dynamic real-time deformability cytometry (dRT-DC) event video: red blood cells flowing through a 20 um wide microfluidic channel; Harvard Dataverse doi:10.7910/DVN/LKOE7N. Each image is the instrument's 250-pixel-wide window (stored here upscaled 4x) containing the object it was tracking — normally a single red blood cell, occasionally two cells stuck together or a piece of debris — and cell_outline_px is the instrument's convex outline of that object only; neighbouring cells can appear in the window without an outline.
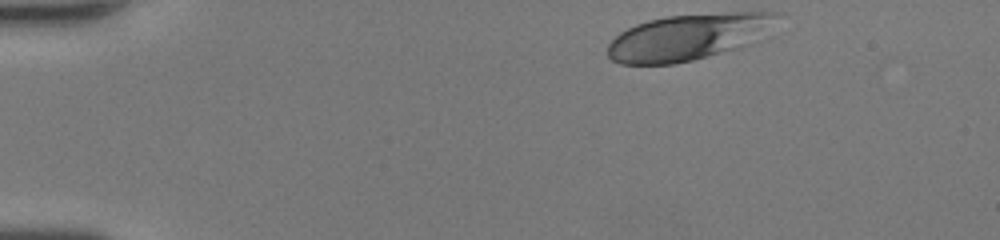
{"species": "human", "species_latin": "Homo sapiens", "temperature_condition": "room temperature", "stored_images_in_passage": 34, "camera_frame_rate_fps": 3000, "um_per_image_px": 0.085, "donor": {"sex": "female"}, "frame": {"image": 1, "passage_image": 1, "time_ms": 0.0, "image_size_px": [1000, 240], "cell_outline_px": [[780, 12], [748, 44], [740, 48], [692, 60], [672, 64], [620, 64], [612, 60], [608, 56], [608, 44], [620, 32], [636, 24], [648, 20], [668, 16], [728, 12]], "centroid_in_image_um": [58.35, 3.16], "position_along_channel_um": 26.6, "area_um2": 44.51}}
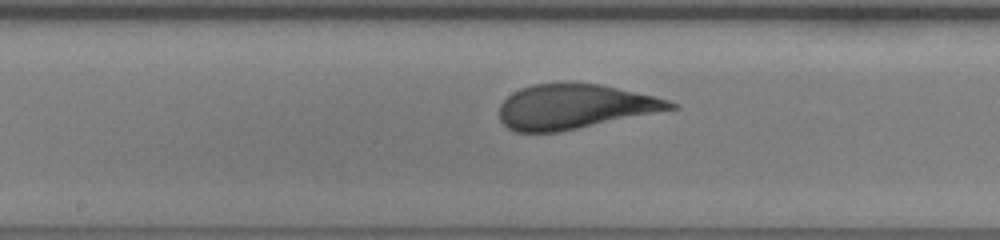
{"frame": {"image": 2, "passage_image": 19, "time_ms": 6.0, "image_size_px": [1000, 240], "cell_outline_px": [[680, 108], [560, 132], [516, 132], [508, 128], [500, 120], [500, 104], [512, 92], [520, 88], [532, 84], [600, 84], [652, 96], [668, 100], [680, 104]], "centroid_in_image_um": [48.85, 9.08], "position_along_channel_um": 199.3, "area_um2": 44.27}}
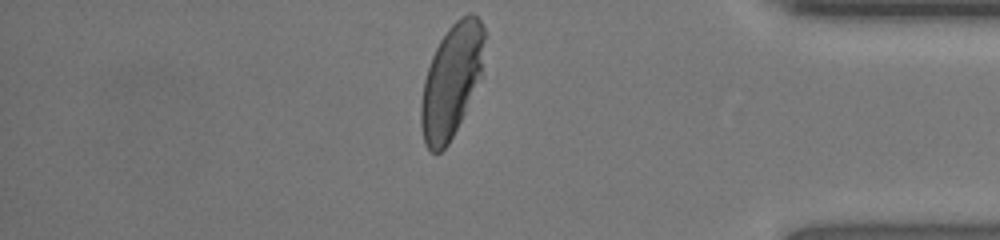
{"frame": {"image": 3, "passage_image": 34, "time_ms": 11.0, "image_size_px": [1000, 240], "cell_outline_px": [[484, 40], [480, 76], [464, 112], [448, 144], [440, 152], [432, 152], [424, 144], [420, 124], [420, 104], [424, 80], [432, 56], [440, 40], [448, 28], [460, 16], [468, 12], [472, 12], [480, 20], [484, 28]], "centroid_in_image_um": [38.34, 6.84], "position_along_channel_um": 396.9, "area_um2": 41.1}, "authors_computed_cell_mechanics": {"area_um2": 44.8239, "velocity_mm_per_s": 4.4195, "shape_relaxation_time_tau1_ms": 3.3139, "shape_relaxation_time_tau2_ms": null, "deformation_change_tau1": 0.1732, "deformation_change_tau2": null}}